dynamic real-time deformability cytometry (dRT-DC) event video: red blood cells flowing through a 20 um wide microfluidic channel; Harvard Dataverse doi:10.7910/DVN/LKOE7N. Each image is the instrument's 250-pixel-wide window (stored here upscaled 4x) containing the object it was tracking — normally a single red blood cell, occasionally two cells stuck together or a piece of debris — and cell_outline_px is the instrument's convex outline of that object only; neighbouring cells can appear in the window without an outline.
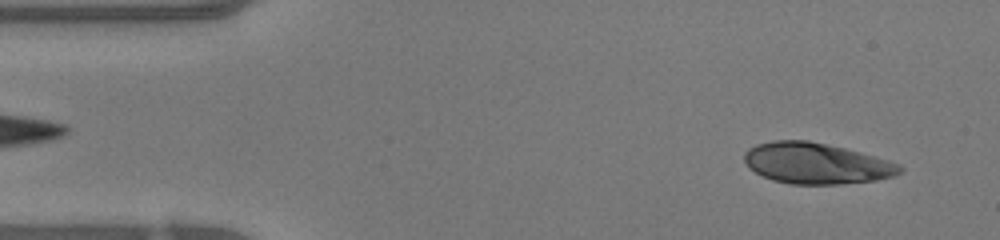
{"species": "human", "species_latin": "Homo sapiens", "temperature_condition": "warm", "stored_images_in_passage": 39, "camera_frame_rate_fps": 3000, "um_per_image_px": 0.085, "donor": {"sex": "female"}, "frame": {"image": 1, "passage_image": 2, "time_ms": 0.333, "image_size_px": [1000, 240], "cell_outline_px": [[904, 168], [900, 172], [892, 176], [876, 180], [840, 184], [788, 184], [772, 180], [748, 168], [744, 160], [744, 152], [748, 148], [756, 144], [772, 140], [808, 140], [844, 148], [900, 164]], "centroid_in_image_um": [69.33, 13.88], "position_along_channel_um": 15.7, "area_um2": 36.99}}
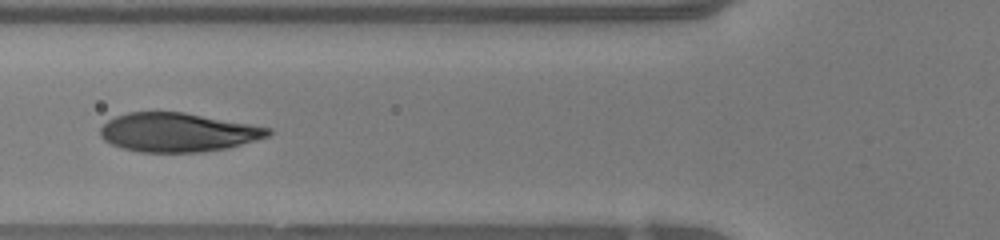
{"frame": {"image": 2, "passage_image": 15, "time_ms": 4.667, "image_size_px": [1000, 240], "cell_outline_px": [[272, 132], [268, 136], [228, 148], [200, 152], [140, 152], [124, 148], [112, 144], [104, 140], [100, 136], [100, 128], [108, 120], [116, 116], [128, 112], [184, 112], [252, 124], [272, 128]], "centroid_in_image_um": [15.12, 11.24], "position_along_channel_um": 110.7, "area_um2": 37.97}}
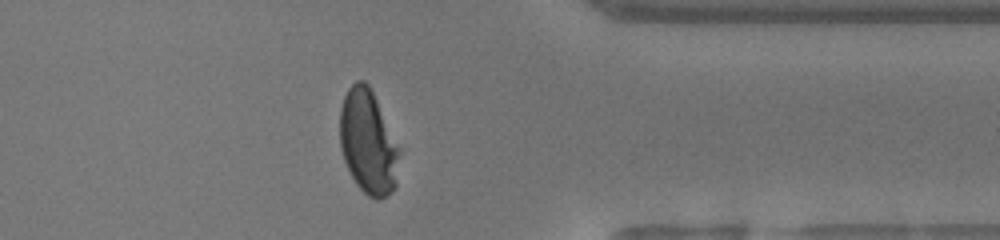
{"frame": {"image": 3, "passage_image": 35, "time_ms": 11.333, "image_size_px": [1000, 240], "cell_outline_px": [[400, 152], [396, 188], [392, 192], [380, 200], [376, 200], [368, 196], [356, 184], [344, 160], [340, 148], [340, 108], [344, 96], [348, 88], [356, 80], [364, 80], [368, 84], [400, 148]], "centroid_in_image_um": [31.29, 12.11], "position_along_channel_um": 380.1, "area_um2": 36.18}, "authors_computed_cell_mechanics": {"area_um2": 37.9168, "velocity_mm_per_s": 4.2491, "shape_relaxation_time_tau1_ms": 3.4672, "shape_relaxation_time_tau2_ms": null, "deformation_change_tau1": 0.2068, "deformation_change_tau2": null}}